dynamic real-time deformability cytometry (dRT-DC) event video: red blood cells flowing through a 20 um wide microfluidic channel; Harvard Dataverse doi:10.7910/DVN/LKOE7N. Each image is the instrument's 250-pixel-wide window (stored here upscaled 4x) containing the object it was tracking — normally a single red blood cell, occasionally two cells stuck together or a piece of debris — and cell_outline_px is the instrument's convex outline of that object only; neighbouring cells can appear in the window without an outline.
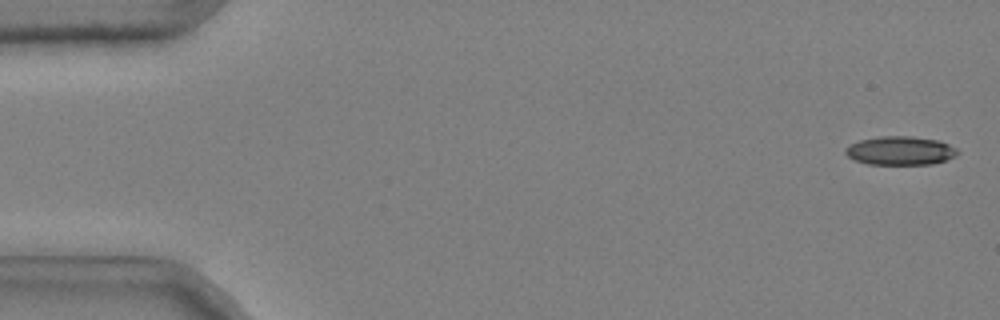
{"species": "common noctule bat (a hibernating species)", "species_latin": "Nyctalus noctula", "temperature_condition": "cold", "stored_images_in_passage": 51, "camera_frame_rate_fps": 3000, "um_per_image_px": 0.085, "animal": {"sex": "male", "body_mass_g": 20.4}, "frame": {"image": 1, "passage_image": 2, "time_ms": 0.333, "image_size_px": [1000, 320], "cell_outline_px": [[960, 152], [956, 156], [932, 164], [868, 164], [856, 160], [848, 156], [844, 152], [844, 148], [848, 144], [860, 140], [880, 136], [912, 136], [936, 140], [948, 144], [956, 148]], "centroid_in_image_um": [76.5, 12.8], "position_along_channel_um": 8.5, "area_um2": 18.73}}
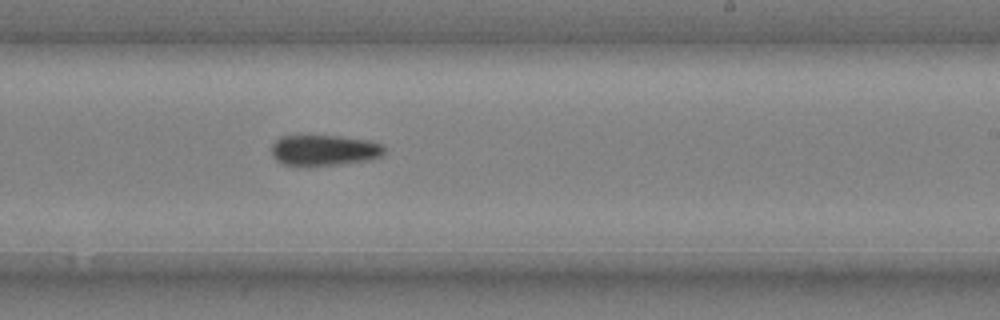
{"frame": {"image": 2, "passage_image": 33, "time_ms": 10.667, "image_size_px": [1000, 320], "cell_outline_px": [[384, 156], [372, 160], [308, 168], [296, 168], [280, 164], [272, 156], [272, 144], [280, 136], [340, 136], [372, 140], [380, 144], [384, 148]], "centroid_in_image_um": [27.53, 12.82], "position_along_channel_um": 261.5, "area_um2": 21.15}}
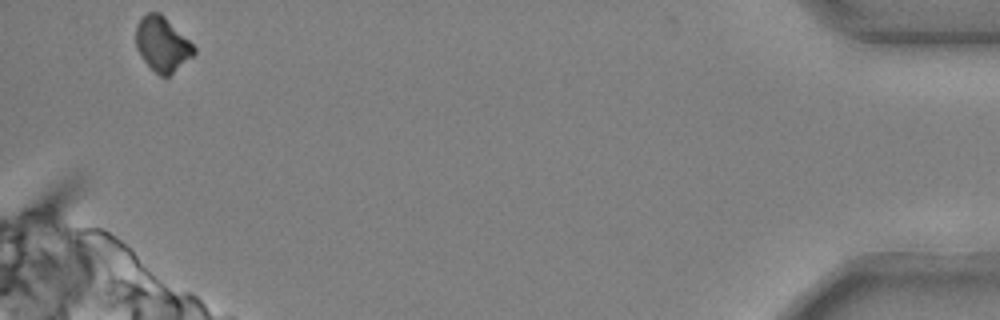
{"frame": {"image": 3, "passage_image": 51, "time_ms": 16.667, "image_size_px": [1000, 320], "cell_outline_px": [[196, 52], [192, 56], [168, 76], [160, 76], [144, 60], [136, 48], [136, 24], [148, 12], [160, 12], [196, 48]], "centroid_in_image_um": [13.77, 3.74], "position_along_channel_um": 421.4, "area_um2": 17.98}}